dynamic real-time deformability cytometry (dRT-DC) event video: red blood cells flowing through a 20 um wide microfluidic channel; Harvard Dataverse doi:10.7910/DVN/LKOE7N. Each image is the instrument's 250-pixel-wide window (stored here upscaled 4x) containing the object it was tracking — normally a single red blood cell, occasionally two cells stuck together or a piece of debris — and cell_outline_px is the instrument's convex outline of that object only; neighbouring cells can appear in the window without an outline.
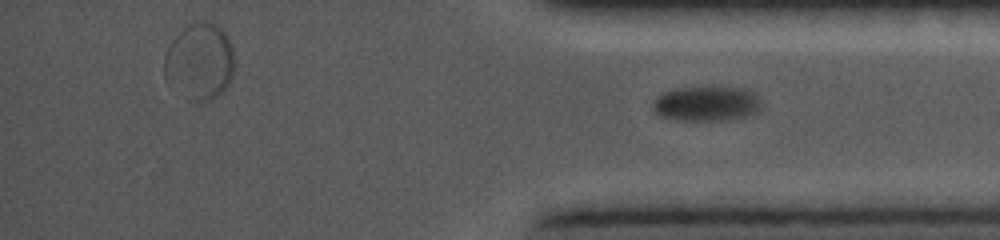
{"species": "common noctule bat (a hibernating species)", "species_latin": "Nyctalus noctula", "temperature_condition": "cold", "stored_images_in_passage": 17, "segment_of_instrument_passage": [2, 2], "camera_frame_rate_fps": 5000, "um_per_image_px": 0.085, "animal": {"sex": "female", "body_mass_g": 19.0, "forearm_length_mm": 56.7}, "frame": {"image": 1, "passage_image": 17, "time_ms": 13.4, "image_size_px": [1000, 240], "cell_outline_px": [[764, 108], [760, 112], [744, 116], [724, 120], [676, 120], [656, 116], [652, 108], [652, 104], [656, 96], [664, 92], [676, 88], [744, 88], [756, 96], [760, 100]], "centroid_in_image_um": [60.02, 8.83], "position_along_channel_um": 375.2, "area_um2": 22.14}}